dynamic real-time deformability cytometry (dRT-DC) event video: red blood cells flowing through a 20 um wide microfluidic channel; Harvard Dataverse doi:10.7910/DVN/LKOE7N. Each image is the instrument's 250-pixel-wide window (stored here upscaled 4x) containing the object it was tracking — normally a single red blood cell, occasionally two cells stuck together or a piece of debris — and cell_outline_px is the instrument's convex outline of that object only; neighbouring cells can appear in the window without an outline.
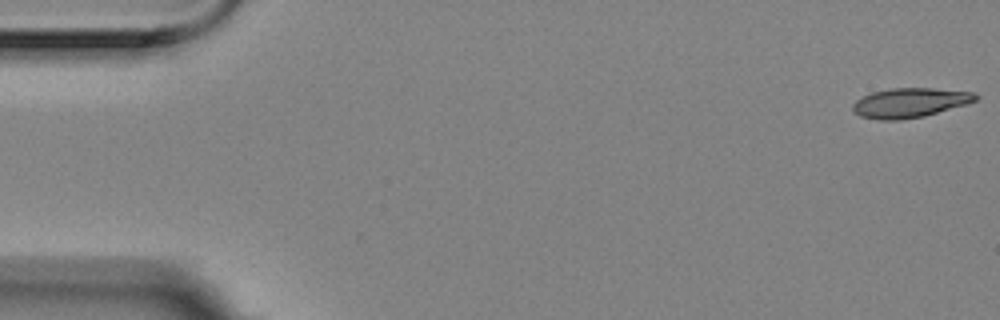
{"species": "Egyptian fruit bat (a non-hibernating species)", "species_latin": "Rousettus aegyptiacus", "temperature_condition": "room temperature", "stored_images_in_passage": 9, "camera_frame_rate_fps": 3000, "um_per_image_px": 0.085, "animal": {"sex": "female"}, "frame": {"image": 1, "passage_image": 1, "time_ms": 0.0, "image_size_px": [1000, 320], "cell_outline_px": [[980, 96], [976, 100], [968, 104], [924, 116], [900, 120], [880, 120], [860, 116], [852, 112], [852, 104], [856, 100], [872, 92], [892, 88], [932, 88], [976, 92]], "centroid_in_image_um": [77.36, 8.73], "position_along_channel_um": 7.6, "area_um2": 21.33}}
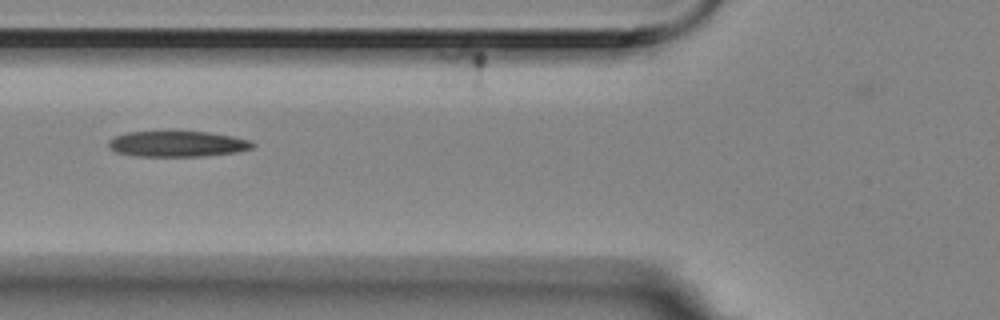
{"frame": {"image": 2, "passage_image": 6, "time_ms": 1.667, "image_size_px": [1000, 320], "cell_outline_px": [[256, 144], [252, 148], [240, 152], [204, 156], [136, 156], [116, 152], [108, 148], [108, 140], [116, 136], [128, 132], [208, 132], [232, 136], [252, 140]], "centroid_in_image_um": [15.12, 12.24], "position_along_channel_um": 110.7, "area_um2": 21.68}}
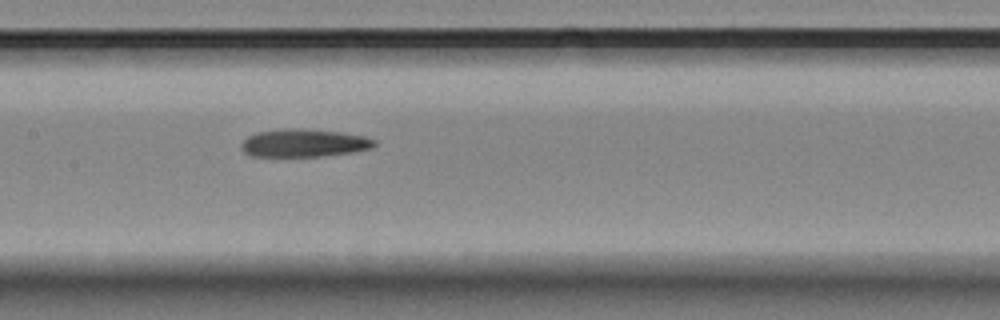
{"frame": {"image": 3, "passage_image": 8, "time_ms": 2.333, "image_size_px": [1000, 320], "cell_outline_px": [[376, 144], [372, 148], [352, 152], [320, 156], [248, 156], [240, 148], [240, 144], [248, 136], [256, 132], [288, 128], [300, 128], [340, 132], [364, 136], [376, 140]], "centroid_in_image_um": [25.8, 12.15], "position_along_channel_um": 181.6, "area_um2": 21.68}}